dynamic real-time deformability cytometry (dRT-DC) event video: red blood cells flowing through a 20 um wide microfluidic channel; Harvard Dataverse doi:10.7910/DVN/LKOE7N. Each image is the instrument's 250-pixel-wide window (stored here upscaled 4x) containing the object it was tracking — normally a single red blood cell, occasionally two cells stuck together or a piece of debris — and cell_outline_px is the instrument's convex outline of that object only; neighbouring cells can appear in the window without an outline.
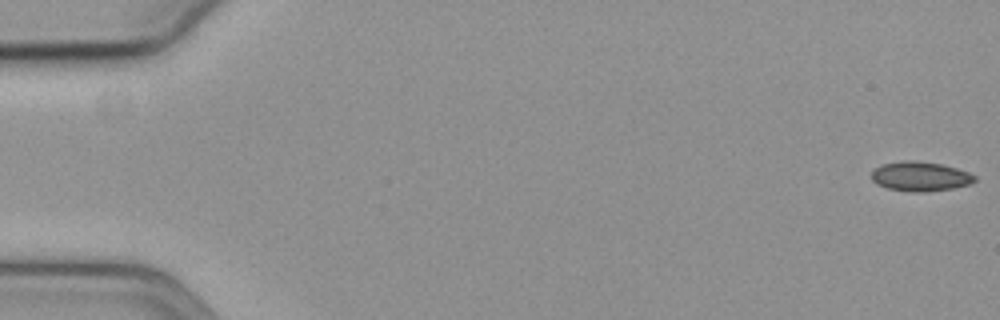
{"species": "common noctule bat (a hibernating species)", "species_latin": "Nyctalus noctula", "temperature_condition": "cold", "stored_images_in_passage": 59, "camera_frame_rate_fps": 3000, "um_per_image_px": 0.085, "animal": {"sex": "female", "body_mass_g": 19.3, "forearm_length_mm": 54.1}, "frame": {"image": 1, "passage_image": 1, "time_ms": 0.0, "image_size_px": [1000, 320], "cell_outline_px": [[976, 180], [968, 184], [952, 188], [924, 192], [912, 192], [888, 188], [876, 184], [872, 180], [872, 172], [880, 164], [900, 160], [916, 160], [940, 164], [956, 168], [968, 172], [976, 176]], "centroid_in_image_um": [78.19, 14.98], "position_along_channel_um": 6.8, "area_um2": 17.74}}
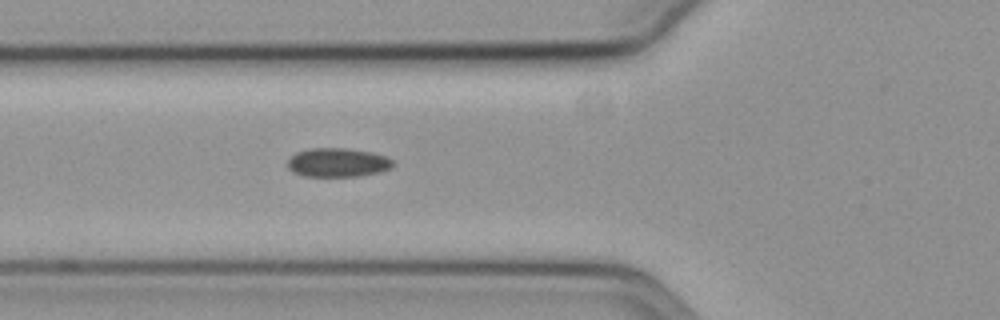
{"frame": {"image": 2, "passage_image": 22, "time_ms": 7.0, "image_size_px": [1000, 320], "cell_outline_px": [[396, 164], [392, 168], [380, 172], [356, 176], [304, 176], [292, 172], [288, 168], [288, 160], [296, 152], [312, 148], [344, 148], [372, 152], [388, 156]], "centroid_in_image_um": [28.74, 13.81], "position_along_channel_um": 97.1, "area_um2": 17.86}}
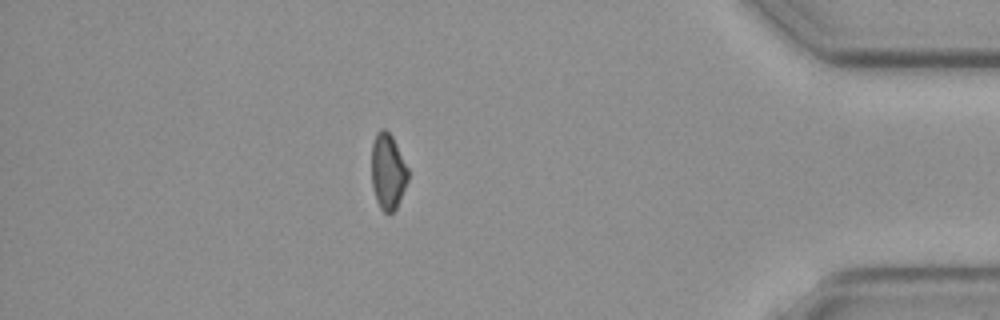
{"frame": {"image": 3, "passage_image": 51, "time_ms": 16.667, "image_size_px": [1000, 320], "cell_outline_px": [[408, 180], [396, 208], [388, 216], [380, 208], [376, 200], [372, 184], [372, 144], [376, 132], [380, 128], [384, 128], [392, 136], [408, 168]], "centroid_in_image_um": [32.96, 14.58], "position_along_channel_um": 402.2, "area_um2": 16.13}, "authors_computed_cell_mechanics": {"area_um2": 17.5712, "velocity_mm_per_s": 3.5943, "shape_relaxation_time_tau1_ms": null, "shape_relaxation_time_tau2_ms": 5.2569, "deformation_change_tau1": null, "deformation_change_tau2": 0.0825}}